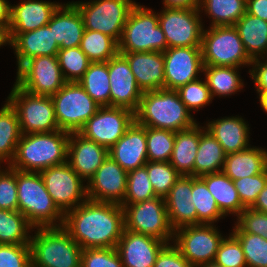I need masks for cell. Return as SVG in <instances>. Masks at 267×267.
Returning <instances> with one entry per match:
<instances>
[{
    "instance_id": "4fadbf2b",
    "label": "cell",
    "mask_w": 267,
    "mask_h": 267,
    "mask_svg": "<svg viewBox=\"0 0 267 267\" xmlns=\"http://www.w3.org/2000/svg\"><path fill=\"white\" fill-rule=\"evenodd\" d=\"M15 83L32 94L52 96L65 85L66 81L57 55H45L24 62L17 70Z\"/></svg>"
},
{
    "instance_id": "680465c9",
    "label": "cell",
    "mask_w": 267,
    "mask_h": 267,
    "mask_svg": "<svg viewBox=\"0 0 267 267\" xmlns=\"http://www.w3.org/2000/svg\"><path fill=\"white\" fill-rule=\"evenodd\" d=\"M165 8H199L200 0H163Z\"/></svg>"
},
{
    "instance_id": "94428289",
    "label": "cell",
    "mask_w": 267,
    "mask_h": 267,
    "mask_svg": "<svg viewBox=\"0 0 267 267\" xmlns=\"http://www.w3.org/2000/svg\"><path fill=\"white\" fill-rule=\"evenodd\" d=\"M259 94L260 105L267 112V90H256Z\"/></svg>"
},
{
    "instance_id": "f35d334b",
    "label": "cell",
    "mask_w": 267,
    "mask_h": 267,
    "mask_svg": "<svg viewBox=\"0 0 267 267\" xmlns=\"http://www.w3.org/2000/svg\"><path fill=\"white\" fill-rule=\"evenodd\" d=\"M80 49L93 62H107L119 53L118 42L109 35L85 29Z\"/></svg>"
},
{
    "instance_id": "30bf717a",
    "label": "cell",
    "mask_w": 267,
    "mask_h": 267,
    "mask_svg": "<svg viewBox=\"0 0 267 267\" xmlns=\"http://www.w3.org/2000/svg\"><path fill=\"white\" fill-rule=\"evenodd\" d=\"M121 206L124 210L125 229L152 236L166 243L174 239V229L170 225L163 197L156 196Z\"/></svg>"
},
{
    "instance_id": "e0dca14e",
    "label": "cell",
    "mask_w": 267,
    "mask_h": 267,
    "mask_svg": "<svg viewBox=\"0 0 267 267\" xmlns=\"http://www.w3.org/2000/svg\"><path fill=\"white\" fill-rule=\"evenodd\" d=\"M165 89L177 90L188 82L197 80L203 71L201 47H174L163 52Z\"/></svg>"
},
{
    "instance_id": "be15d7a7",
    "label": "cell",
    "mask_w": 267,
    "mask_h": 267,
    "mask_svg": "<svg viewBox=\"0 0 267 267\" xmlns=\"http://www.w3.org/2000/svg\"><path fill=\"white\" fill-rule=\"evenodd\" d=\"M196 267H223V266L217 265L215 262H210V263H207V264H204V265H200V266H196Z\"/></svg>"
},
{
    "instance_id": "ab89813d",
    "label": "cell",
    "mask_w": 267,
    "mask_h": 267,
    "mask_svg": "<svg viewBox=\"0 0 267 267\" xmlns=\"http://www.w3.org/2000/svg\"><path fill=\"white\" fill-rule=\"evenodd\" d=\"M192 203L197 212V225L213 224L224 216L201 177L192 176Z\"/></svg>"
},
{
    "instance_id": "f546056e",
    "label": "cell",
    "mask_w": 267,
    "mask_h": 267,
    "mask_svg": "<svg viewBox=\"0 0 267 267\" xmlns=\"http://www.w3.org/2000/svg\"><path fill=\"white\" fill-rule=\"evenodd\" d=\"M267 168V151L262 148H251L227 154L223 172L231 179L237 180L262 173Z\"/></svg>"
},
{
    "instance_id": "ee69618b",
    "label": "cell",
    "mask_w": 267,
    "mask_h": 267,
    "mask_svg": "<svg viewBox=\"0 0 267 267\" xmlns=\"http://www.w3.org/2000/svg\"><path fill=\"white\" fill-rule=\"evenodd\" d=\"M145 166L154 192L159 197L164 198L181 176L169 161H148Z\"/></svg>"
},
{
    "instance_id": "836d02e7",
    "label": "cell",
    "mask_w": 267,
    "mask_h": 267,
    "mask_svg": "<svg viewBox=\"0 0 267 267\" xmlns=\"http://www.w3.org/2000/svg\"><path fill=\"white\" fill-rule=\"evenodd\" d=\"M21 135L17 113L11 104L6 101L0 109V163L5 160L9 164L12 162Z\"/></svg>"
},
{
    "instance_id": "816d5d0a",
    "label": "cell",
    "mask_w": 267,
    "mask_h": 267,
    "mask_svg": "<svg viewBox=\"0 0 267 267\" xmlns=\"http://www.w3.org/2000/svg\"><path fill=\"white\" fill-rule=\"evenodd\" d=\"M0 267H32L30 244H0Z\"/></svg>"
},
{
    "instance_id": "60d3db41",
    "label": "cell",
    "mask_w": 267,
    "mask_h": 267,
    "mask_svg": "<svg viewBox=\"0 0 267 267\" xmlns=\"http://www.w3.org/2000/svg\"><path fill=\"white\" fill-rule=\"evenodd\" d=\"M175 133L171 130L146 127L147 160L150 162L170 161Z\"/></svg>"
},
{
    "instance_id": "4316f807",
    "label": "cell",
    "mask_w": 267,
    "mask_h": 267,
    "mask_svg": "<svg viewBox=\"0 0 267 267\" xmlns=\"http://www.w3.org/2000/svg\"><path fill=\"white\" fill-rule=\"evenodd\" d=\"M47 26L60 49L80 46L85 27L80 11L72 2L61 4Z\"/></svg>"
},
{
    "instance_id": "4dcf8cb0",
    "label": "cell",
    "mask_w": 267,
    "mask_h": 267,
    "mask_svg": "<svg viewBox=\"0 0 267 267\" xmlns=\"http://www.w3.org/2000/svg\"><path fill=\"white\" fill-rule=\"evenodd\" d=\"M251 60L267 55V21L247 12L234 24Z\"/></svg>"
},
{
    "instance_id": "f5cc1de1",
    "label": "cell",
    "mask_w": 267,
    "mask_h": 267,
    "mask_svg": "<svg viewBox=\"0 0 267 267\" xmlns=\"http://www.w3.org/2000/svg\"><path fill=\"white\" fill-rule=\"evenodd\" d=\"M0 169V209L18 210L17 170L8 166L6 171Z\"/></svg>"
},
{
    "instance_id": "484cf974",
    "label": "cell",
    "mask_w": 267,
    "mask_h": 267,
    "mask_svg": "<svg viewBox=\"0 0 267 267\" xmlns=\"http://www.w3.org/2000/svg\"><path fill=\"white\" fill-rule=\"evenodd\" d=\"M171 227L197 225V212L192 203V176L181 175L164 197Z\"/></svg>"
},
{
    "instance_id": "6125c7cd",
    "label": "cell",
    "mask_w": 267,
    "mask_h": 267,
    "mask_svg": "<svg viewBox=\"0 0 267 267\" xmlns=\"http://www.w3.org/2000/svg\"><path fill=\"white\" fill-rule=\"evenodd\" d=\"M9 44L8 34L0 27V47Z\"/></svg>"
},
{
    "instance_id": "c3c4849f",
    "label": "cell",
    "mask_w": 267,
    "mask_h": 267,
    "mask_svg": "<svg viewBox=\"0 0 267 267\" xmlns=\"http://www.w3.org/2000/svg\"><path fill=\"white\" fill-rule=\"evenodd\" d=\"M239 199L245 208H250L267 184V168L260 174L234 180Z\"/></svg>"
},
{
    "instance_id": "d6a6232c",
    "label": "cell",
    "mask_w": 267,
    "mask_h": 267,
    "mask_svg": "<svg viewBox=\"0 0 267 267\" xmlns=\"http://www.w3.org/2000/svg\"><path fill=\"white\" fill-rule=\"evenodd\" d=\"M201 128L204 127H200V141L194 162L196 177L221 172L226 157L220 143L207 130Z\"/></svg>"
},
{
    "instance_id": "d4e9b609",
    "label": "cell",
    "mask_w": 267,
    "mask_h": 267,
    "mask_svg": "<svg viewBox=\"0 0 267 267\" xmlns=\"http://www.w3.org/2000/svg\"><path fill=\"white\" fill-rule=\"evenodd\" d=\"M60 3L24 0L11 6V19L7 34H20L46 26Z\"/></svg>"
},
{
    "instance_id": "44dd1931",
    "label": "cell",
    "mask_w": 267,
    "mask_h": 267,
    "mask_svg": "<svg viewBox=\"0 0 267 267\" xmlns=\"http://www.w3.org/2000/svg\"><path fill=\"white\" fill-rule=\"evenodd\" d=\"M108 155L127 172L144 166L148 162L146 127L134 120Z\"/></svg>"
},
{
    "instance_id": "db71d44e",
    "label": "cell",
    "mask_w": 267,
    "mask_h": 267,
    "mask_svg": "<svg viewBox=\"0 0 267 267\" xmlns=\"http://www.w3.org/2000/svg\"><path fill=\"white\" fill-rule=\"evenodd\" d=\"M168 242L157 255L153 267H192L179 249Z\"/></svg>"
},
{
    "instance_id": "1f68e13d",
    "label": "cell",
    "mask_w": 267,
    "mask_h": 267,
    "mask_svg": "<svg viewBox=\"0 0 267 267\" xmlns=\"http://www.w3.org/2000/svg\"><path fill=\"white\" fill-rule=\"evenodd\" d=\"M205 181L207 189L216 200L221 213L235 214L237 217L245 209L242 205L234 181L223 171L201 176Z\"/></svg>"
},
{
    "instance_id": "b9f144b4",
    "label": "cell",
    "mask_w": 267,
    "mask_h": 267,
    "mask_svg": "<svg viewBox=\"0 0 267 267\" xmlns=\"http://www.w3.org/2000/svg\"><path fill=\"white\" fill-rule=\"evenodd\" d=\"M57 57L66 82H78L92 63L80 47L59 49Z\"/></svg>"
},
{
    "instance_id": "d590c367",
    "label": "cell",
    "mask_w": 267,
    "mask_h": 267,
    "mask_svg": "<svg viewBox=\"0 0 267 267\" xmlns=\"http://www.w3.org/2000/svg\"><path fill=\"white\" fill-rule=\"evenodd\" d=\"M238 67L203 66L204 76L210 94L213 97L235 94L243 87V81L238 75ZM242 81V82H241Z\"/></svg>"
},
{
    "instance_id": "5bb4252c",
    "label": "cell",
    "mask_w": 267,
    "mask_h": 267,
    "mask_svg": "<svg viewBox=\"0 0 267 267\" xmlns=\"http://www.w3.org/2000/svg\"><path fill=\"white\" fill-rule=\"evenodd\" d=\"M40 175L53 202L64 215L88 199L84 180L68 162L44 169Z\"/></svg>"
},
{
    "instance_id": "11a10c76",
    "label": "cell",
    "mask_w": 267,
    "mask_h": 267,
    "mask_svg": "<svg viewBox=\"0 0 267 267\" xmlns=\"http://www.w3.org/2000/svg\"><path fill=\"white\" fill-rule=\"evenodd\" d=\"M251 65L252 70H249V73L254 79L256 90H267V60L262 63L260 58L254 59Z\"/></svg>"
},
{
    "instance_id": "bcb514c9",
    "label": "cell",
    "mask_w": 267,
    "mask_h": 267,
    "mask_svg": "<svg viewBox=\"0 0 267 267\" xmlns=\"http://www.w3.org/2000/svg\"><path fill=\"white\" fill-rule=\"evenodd\" d=\"M181 101L190 110L198 109L206 106L213 99L206 80L200 79L188 82L186 85L179 87L177 90Z\"/></svg>"
},
{
    "instance_id": "ffe728a7",
    "label": "cell",
    "mask_w": 267,
    "mask_h": 267,
    "mask_svg": "<svg viewBox=\"0 0 267 267\" xmlns=\"http://www.w3.org/2000/svg\"><path fill=\"white\" fill-rule=\"evenodd\" d=\"M166 244L152 236L124 229L116 249L123 267H153L157 255Z\"/></svg>"
},
{
    "instance_id": "603a6c76",
    "label": "cell",
    "mask_w": 267,
    "mask_h": 267,
    "mask_svg": "<svg viewBox=\"0 0 267 267\" xmlns=\"http://www.w3.org/2000/svg\"><path fill=\"white\" fill-rule=\"evenodd\" d=\"M128 61L142 92L165 89L163 52H119Z\"/></svg>"
},
{
    "instance_id": "6f0895ef",
    "label": "cell",
    "mask_w": 267,
    "mask_h": 267,
    "mask_svg": "<svg viewBox=\"0 0 267 267\" xmlns=\"http://www.w3.org/2000/svg\"><path fill=\"white\" fill-rule=\"evenodd\" d=\"M11 19V5L7 0H0V27L7 33Z\"/></svg>"
},
{
    "instance_id": "277c9868",
    "label": "cell",
    "mask_w": 267,
    "mask_h": 267,
    "mask_svg": "<svg viewBox=\"0 0 267 267\" xmlns=\"http://www.w3.org/2000/svg\"><path fill=\"white\" fill-rule=\"evenodd\" d=\"M17 198L18 211L35 229L63 226L64 214L53 202L39 172L17 170Z\"/></svg>"
},
{
    "instance_id": "d6986e66",
    "label": "cell",
    "mask_w": 267,
    "mask_h": 267,
    "mask_svg": "<svg viewBox=\"0 0 267 267\" xmlns=\"http://www.w3.org/2000/svg\"><path fill=\"white\" fill-rule=\"evenodd\" d=\"M110 79V106L138 109L142 90L138 87L127 59L120 53L107 61Z\"/></svg>"
},
{
    "instance_id": "3957f363",
    "label": "cell",
    "mask_w": 267,
    "mask_h": 267,
    "mask_svg": "<svg viewBox=\"0 0 267 267\" xmlns=\"http://www.w3.org/2000/svg\"><path fill=\"white\" fill-rule=\"evenodd\" d=\"M135 121L151 128L177 132L196 124L190 110L181 101L176 90L158 89L143 92Z\"/></svg>"
},
{
    "instance_id": "6da1fadb",
    "label": "cell",
    "mask_w": 267,
    "mask_h": 267,
    "mask_svg": "<svg viewBox=\"0 0 267 267\" xmlns=\"http://www.w3.org/2000/svg\"><path fill=\"white\" fill-rule=\"evenodd\" d=\"M63 227L82 249L116 248L125 229L120 204L87 199L64 215Z\"/></svg>"
},
{
    "instance_id": "8d00e7d4",
    "label": "cell",
    "mask_w": 267,
    "mask_h": 267,
    "mask_svg": "<svg viewBox=\"0 0 267 267\" xmlns=\"http://www.w3.org/2000/svg\"><path fill=\"white\" fill-rule=\"evenodd\" d=\"M199 10L212 18L210 27L234 26L246 13V0H200Z\"/></svg>"
},
{
    "instance_id": "f1b7e54d",
    "label": "cell",
    "mask_w": 267,
    "mask_h": 267,
    "mask_svg": "<svg viewBox=\"0 0 267 267\" xmlns=\"http://www.w3.org/2000/svg\"><path fill=\"white\" fill-rule=\"evenodd\" d=\"M200 141V126L179 130L175 133L170 164L180 175L194 176V162Z\"/></svg>"
},
{
    "instance_id": "83f0119b",
    "label": "cell",
    "mask_w": 267,
    "mask_h": 267,
    "mask_svg": "<svg viewBox=\"0 0 267 267\" xmlns=\"http://www.w3.org/2000/svg\"><path fill=\"white\" fill-rule=\"evenodd\" d=\"M207 124L204 129L220 143L226 155L250 147L249 127L242 117H226Z\"/></svg>"
},
{
    "instance_id": "5b68a950",
    "label": "cell",
    "mask_w": 267,
    "mask_h": 267,
    "mask_svg": "<svg viewBox=\"0 0 267 267\" xmlns=\"http://www.w3.org/2000/svg\"><path fill=\"white\" fill-rule=\"evenodd\" d=\"M31 237L32 267H81L83 249L63 227H37Z\"/></svg>"
},
{
    "instance_id": "f6af8a7d",
    "label": "cell",
    "mask_w": 267,
    "mask_h": 267,
    "mask_svg": "<svg viewBox=\"0 0 267 267\" xmlns=\"http://www.w3.org/2000/svg\"><path fill=\"white\" fill-rule=\"evenodd\" d=\"M240 242L247 267H267V239L251 233H232Z\"/></svg>"
},
{
    "instance_id": "7dc6e473",
    "label": "cell",
    "mask_w": 267,
    "mask_h": 267,
    "mask_svg": "<svg viewBox=\"0 0 267 267\" xmlns=\"http://www.w3.org/2000/svg\"><path fill=\"white\" fill-rule=\"evenodd\" d=\"M214 262L223 267H247L242 246L232 233L223 238Z\"/></svg>"
},
{
    "instance_id": "2e32d148",
    "label": "cell",
    "mask_w": 267,
    "mask_h": 267,
    "mask_svg": "<svg viewBox=\"0 0 267 267\" xmlns=\"http://www.w3.org/2000/svg\"><path fill=\"white\" fill-rule=\"evenodd\" d=\"M134 120V112L128 108L103 106L98 108L79 133L109 150Z\"/></svg>"
},
{
    "instance_id": "ba28073f",
    "label": "cell",
    "mask_w": 267,
    "mask_h": 267,
    "mask_svg": "<svg viewBox=\"0 0 267 267\" xmlns=\"http://www.w3.org/2000/svg\"><path fill=\"white\" fill-rule=\"evenodd\" d=\"M201 52L204 66L239 68L252 62L234 26H215L203 30Z\"/></svg>"
},
{
    "instance_id": "681fc988",
    "label": "cell",
    "mask_w": 267,
    "mask_h": 267,
    "mask_svg": "<svg viewBox=\"0 0 267 267\" xmlns=\"http://www.w3.org/2000/svg\"><path fill=\"white\" fill-rule=\"evenodd\" d=\"M232 233H251L267 239V214L245 208L237 217Z\"/></svg>"
},
{
    "instance_id": "8992f818",
    "label": "cell",
    "mask_w": 267,
    "mask_h": 267,
    "mask_svg": "<svg viewBox=\"0 0 267 267\" xmlns=\"http://www.w3.org/2000/svg\"><path fill=\"white\" fill-rule=\"evenodd\" d=\"M167 48L158 13L136 3L118 42L119 52H164Z\"/></svg>"
},
{
    "instance_id": "8fae6325",
    "label": "cell",
    "mask_w": 267,
    "mask_h": 267,
    "mask_svg": "<svg viewBox=\"0 0 267 267\" xmlns=\"http://www.w3.org/2000/svg\"><path fill=\"white\" fill-rule=\"evenodd\" d=\"M80 11L85 29L109 35L119 42L132 7V0L72 2Z\"/></svg>"
},
{
    "instance_id": "9c48e42d",
    "label": "cell",
    "mask_w": 267,
    "mask_h": 267,
    "mask_svg": "<svg viewBox=\"0 0 267 267\" xmlns=\"http://www.w3.org/2000/svg\"><path fill=\"white\" fill-rule=\"evenodd\" d=\"M51 99L57 125L68 133L79 132L100 107L78 82H66Z\"/></svg>"
},
{
    "instance_id": "ac0fdd59",
    "label": "cell",
    "mask_w": 267,
    "mask_h": 267,
    "mask_svg": "<svg viewBox=\"0 0 267 267\" xmlns=\"http://www.w3.org/2000/svg\"><path fill=\"white\" fill-rule=\"evenodd\" d=\"M127 175V171L108 157L88 180V199L121 204L126 195Z\"/></svg>"
},
{
    "instance_id": "7c38bea8",
    "label": "cell",
    "mask_w": 267,
    "mask_h": 267,
    "mask_svg": "<svg viewBox=\"0 0 267 267\" xmlns=\"http://www.w3.org/2000/svg\"><path fill=\"white\" fill-rule=\"evenodd\" d=\"M174 235V245L192 267L214 262L224 238L212 224L183 226Z\"/></svg>"
},
{
    "instance_id": "9a60e30c",
    "label": "cell",
    "mask_w": 267,
    "mask_h": 267,
    "mask_svg": "<svg viewBox=\"0 0 267 267\" xmlns=\"http://www.w3.org/2000/svg\"><path fill=\"white\" fill-rule=\"evenodd\" d=\"M199 8H165L158 14L168 48L201 47L203 26Z\"/></svg>"
},
{
    "instance_id": "cb8c5ba5",
    "label": "cell",
    "mask_w": 267,
    "mask_h": 267,
    "mask_svg": "<svg viewBox=\"0 0 267 267\" xmlns=\"http://www.w3.org/2000/svg\"><path fill=\"white\" fill-rule=\"evenodd\" d=\"M8 41L15 48L18 68L37 56H56L60 49L47 25L29 32L8 34Z\"/></svg>"
},
{
    "instance_id": "91938a15",
    "label": "cell",
    "mask_w": 267,
    "mask_h": 267,
    "mask_svg": "<svg viewBox=\"0 0 267 267\" xmlns=\"http://www.w3.org/2000/svg\"><path fill=\"white\" fill-rule=\"evenodd\" d=\"M250 208L267 214V184L259 193L255 203Z\"/></svg>"
},
{
    "instance_id": "7bdbcfd3",
    "label": "cell",
    "mask_w": 267,
    "mask_h": 267,
    "mask_svg": "<svg viewBox=\"0 0 267 267\" xmlns=\"http://www.w3.org/2000/svg\"><path fill=\"white\" fill-rule=\"evenodd\" d=\"M156 196L144 165L128 172L126 195L120 205L134 204Z\"/></svg>"
},
{
    "instance_id": "9f6ffc18",
    "label": "cell",
    "mask_w": 267,
    "mask_h": 267,
    "mask_svg": "<svg viewBox=\"0 0 267 267\" xmlns=\"http://www.w3.org/2000/svg\"><path fill=\"white\" fill-rule=\"evenodd\" d=\"M246 12L267 21V0H246Z\"/></svg>"
},
{
    "instance_id": "f907efd6",
    "label": "cell",
    "mask_w": 267,
    "mask_h": 267,
    "mask_svg": "<svg viewBox=\"0 0 267 267\" xmlns=\"http://www.w3.org/2000/svg\"><path fill=\"white\" fill-rule=\"evenodd\" d=\"M81 267H123L116 248L83 249Z\"/></svg>"
},
{
    "instance_id": "7a4b0ae2",
    "label": "cell",
    "mask_w": 267,
    "mask_h": 267,
    "mask_svg": "<svg viewBox=\"0 0 267 267\" xmlns=\"http://www.w3.org/2000/svg\"><path fill=\"white\" fill-rule=\"evenodd\" d=\"M70 133L61 129L49 133L22 134L17 144L11 168L26 172H41L67 162Z\"/></svg>"
},
{
    "instance_id": "74e56055",
    "label": "cell",
    "mask_w": 267,
    "mask_h": 267,
    "mask_svg": "<svg viewBox=\"0 0 267 267\" xmlns=\"http://www.w3.org/2000/svg\"><path fill=\"white\" fill-rule=\"evenodd\" d=\"M33 228L18 210L0 209V244H30Z\"/></svg>"
},
{
    "instance_id": "52a82bcc",
    "label": "cell",
    "mask_w": 267,
    "mask_h": 267,
    "mask_svg": "<svg viewBox=\"0 0 267 267\" xmlns=\"http://www.w3.org/2000/svg\"><path fill=\"white\" fill-rule=\"evenodd\" d=\"M7 101L17 113L22 134L59 130L51 96L32 94L15 83Z\"/></svg>"
},
{
    "instance_id": "e575fe53",
    "label": "cell",
    "mask_w": 267,
    "mask_h": 267,
    "mask_svg": "<svg viewBox=\"0 0 267 267\" xmlns=\"http://www.w3.org/2000/svg\"><path fill=\"white\" fill-rule=\"evenodd\" d=\"M100 106H110V79L107 62H93L78 81Z\"/></svg>"
},
{
    "instance_id": "7402d4cb",
    "label": "cell",
    "mask_w": 267,
    "mask_h": 267,
    "mask_svg": "<svg viewBox=\"0 0 267 267\" xmlns=\"http://www.w3.org/2000/svg\"><path fill=\"white\" fill-rule=\"evenodd\" d=\"M108 157L107 148L79 132L70 133L67 162L84 181H88Z\"/></svg>"
}]
</instances>
